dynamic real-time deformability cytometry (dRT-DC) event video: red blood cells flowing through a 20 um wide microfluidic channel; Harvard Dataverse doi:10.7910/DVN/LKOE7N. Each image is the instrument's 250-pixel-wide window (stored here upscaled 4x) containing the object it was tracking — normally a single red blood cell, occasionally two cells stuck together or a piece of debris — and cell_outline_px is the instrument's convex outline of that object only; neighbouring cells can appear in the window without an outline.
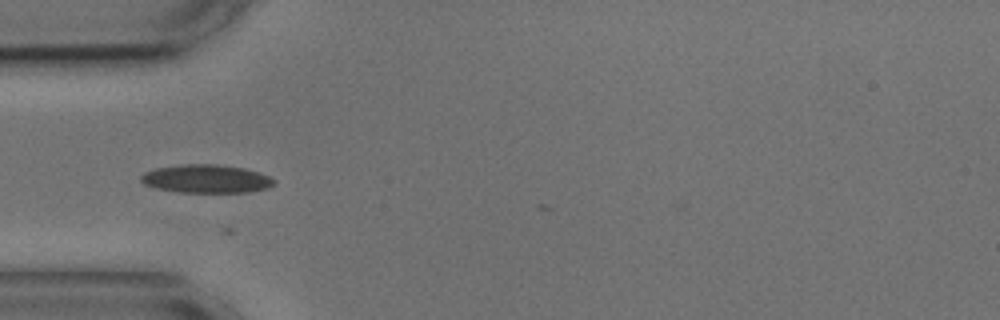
{"species": "common noctule bat (a hibernating species)", "species_latin": "Nyctalus noctula", "temperature_condition": "cold", "stored_images_in_passage": 3, "camera_frame_rate_fps": 3000, "um_per_image_px": 0.085, "animal": {"sex": "male", "body_mass_g": 17.9, "forearm_length_mm": 54.2}, "frame": {"image": 1, "passage_image": 1, "time_ms": 0.0, "image_size_px": [1000, 320], "cell_outline_px": [[276, 184], [268, 188], [248, 192], [180, 192], [160, 188], [144, 184], [140, 180], [140, 176], [144, 172], [156, 168], [184, 164], [216, 164], [244, 168], [268, 176], [276, 180]], "centroid_in_image_um": [17.55, 15.19], "position_along_channel_um": 67.4, "area_um2": 21.79}}